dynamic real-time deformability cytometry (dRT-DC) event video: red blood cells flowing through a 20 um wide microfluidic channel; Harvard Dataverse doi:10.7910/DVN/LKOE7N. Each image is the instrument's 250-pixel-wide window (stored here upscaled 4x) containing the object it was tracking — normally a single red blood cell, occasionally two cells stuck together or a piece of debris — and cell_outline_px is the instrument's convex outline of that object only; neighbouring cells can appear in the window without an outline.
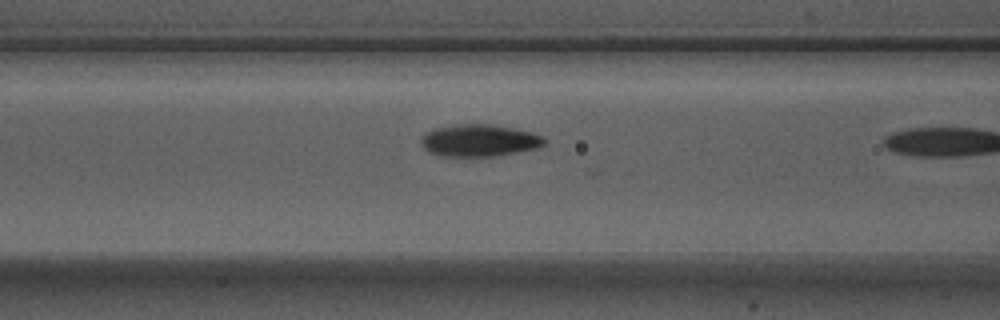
{"species": "Egyptian fruit bat (a non-hibernating species)", "species_latin": "Rousettus aegyptiacus", "temperature_condition": "warm", "stored_images_in_passage": 11, "camera_frame_rate_fps": 3000, "um_per_image_px": 0.085, "animal": {"sex": "male"}, "frame": {"image": 1, "passage_image": 10, "time_ms": 3.0, "image_size_px": [1000, 320], "cell_outline_px": [[544, 144], [536, 148], [496, 156], [444, 156], [428, 152], [420, 144], [420, 136], [424, 132], [432, 128], [452, 124], [488, 124], [512, 128], [532, 132], [540, 136], [544, 140]], "centroid_in_image_um": [40.63, 11.93], "position_along_channel_um": 126.0, "area_um2": 23.12}}